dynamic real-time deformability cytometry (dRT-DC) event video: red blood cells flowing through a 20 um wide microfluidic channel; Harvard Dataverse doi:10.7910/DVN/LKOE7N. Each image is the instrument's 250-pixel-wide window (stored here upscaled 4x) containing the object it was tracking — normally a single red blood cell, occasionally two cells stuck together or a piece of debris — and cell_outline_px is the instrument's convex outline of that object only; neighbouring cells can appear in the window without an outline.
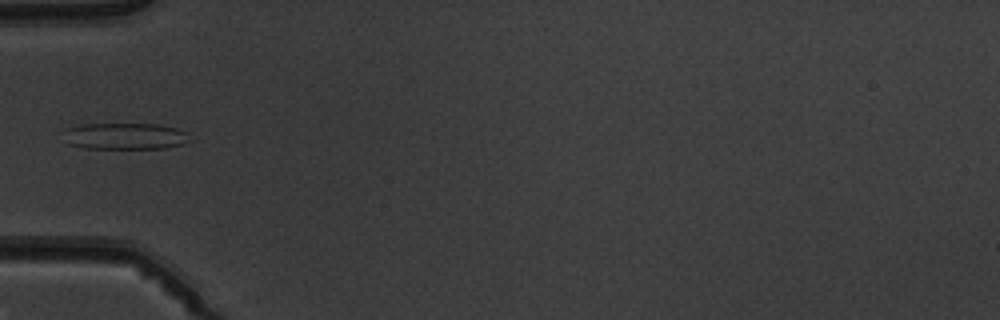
{"species": "common noctule bat (a hibernating species)", "species_latin": "Nyctalus noctula", "temperature_condition": "warm", "stored_images_in_passage": 7, "camera_frame_rate_fps": 3000, "um_per_image_px": 0.085, "animal": {"sex": "male", "body_mass_g": 19.5, "forearm_length_mm": 54.6}, "frame": {"image": 1, "passage_image": 6, "time_ms": 5.667, "image_size_px": [1000, 320], "cell_outline_px": [[192, 140], [180, 144], [164, 148], [84, 148], [68, 144], [68, 128], [84, 124], [156, 124], [176, 128], [184, 132]], "centroid_in_image_um": [10.68, 11.57], "position_along_channel_um": 74.3, "area_um2": 18.96}}
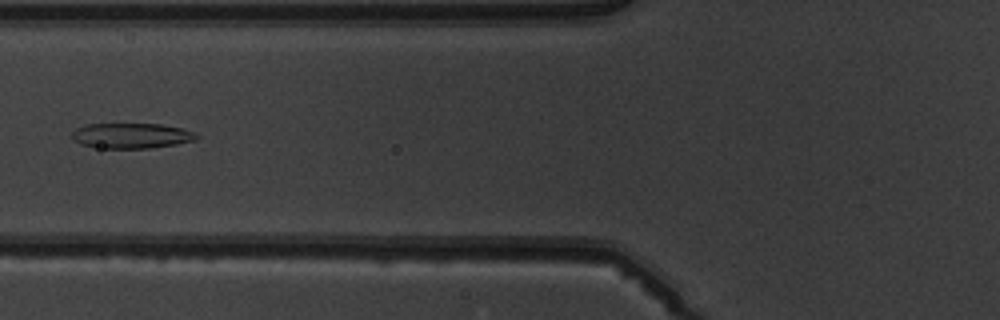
{"frame": {"image": 2, "passage_image": 7, "time_ms": 6.667, "image_size_px": [1000, 320], "cell_outline_px": [[200, 136], [196, 140], [176, 144], [148, 148], [100, 148], [80, 144], [72, 140], [72, 132], [76, 128], [84, 124], [160, 124], [184, 128], [196, 132]], "centroid_in_image_um": [11.18, 11.53], "position_along_channel_um": 114.6, "area_um2": 18.55}}